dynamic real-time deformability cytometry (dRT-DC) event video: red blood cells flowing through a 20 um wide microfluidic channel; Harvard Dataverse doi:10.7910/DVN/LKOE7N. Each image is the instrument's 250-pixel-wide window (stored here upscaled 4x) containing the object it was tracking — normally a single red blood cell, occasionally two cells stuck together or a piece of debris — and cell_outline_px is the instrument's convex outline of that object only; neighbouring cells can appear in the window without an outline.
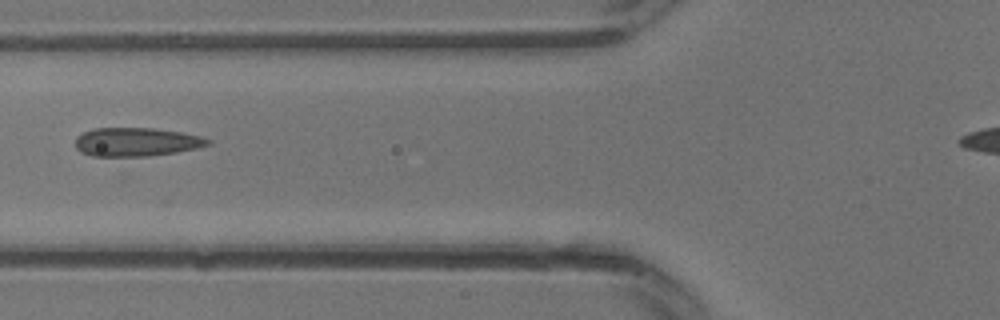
{"species": "common noctule bat (a hibernating species)", "species_latin": "Nyctalus noctula", "temperature_condition": "warm", "stored_images_in_passage": 12, "camera_frame_rate_fps": 3000, "um_per_image_px": 0.085, "animal": {"sex": "male", "body_mass_g": 13.3}, "frame": {"image": 1, "passage_image": 9, "time_ms": 2.667, "image_size_px": [1000, 320], "cell_outline_px": [[212, 144], [196, 148], [176, 152], [148, 156], [92, 156], [80, 152], [76, 148], [76, 136], [84, 132], [96, 128], [152, 128], [180, 132], [200, 136], [212, 140]], "centroid_in_image_um": [11.59, 12.07], "position_along_channel_um": 114.2, "area_um2": 22.08}}
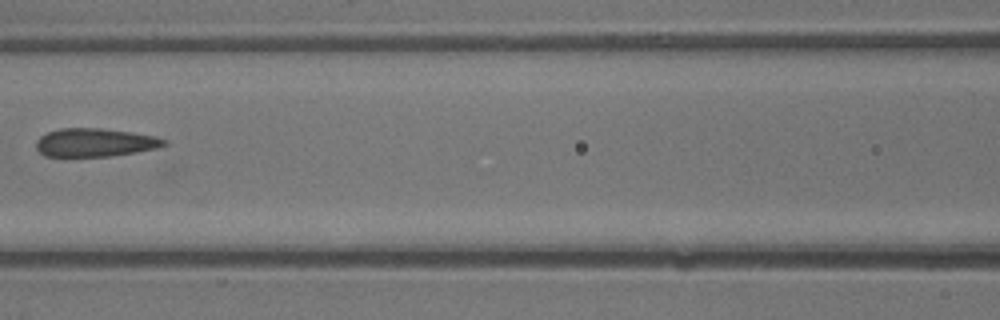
{"frame": {"image": 2, "passage_image": 11, "time_ms": 3.333, "image_size_px": [1000, 320], "cell_outline_px": [[168, 144], [156, 148], [136, 152], [112, 156], [44, 156], [36, 148], [36, 140], [40, 136], [48, 132], [60, 128], [100, 128], [132, 132], [156, 136], [168, 140]], "centroid_in_image_um": [8.09, 12.11], "position_along_channel_um": 158.5, "area_um2": 21.21}}